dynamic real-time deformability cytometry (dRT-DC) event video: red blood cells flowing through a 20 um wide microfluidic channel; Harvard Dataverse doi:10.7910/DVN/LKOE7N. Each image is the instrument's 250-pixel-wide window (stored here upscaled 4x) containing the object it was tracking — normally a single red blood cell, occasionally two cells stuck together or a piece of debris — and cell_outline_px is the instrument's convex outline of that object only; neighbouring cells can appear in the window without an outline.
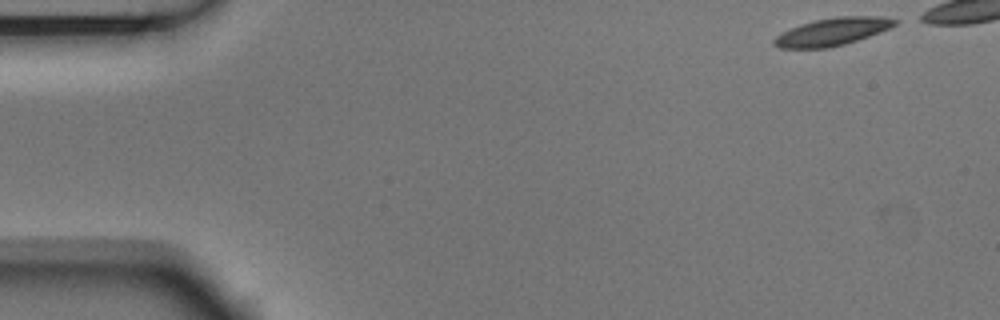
{"species": "Egyptian fruit bat (a non-hibernating species)", "species_latin": "Rousettus aegyptiacus", "temperature_condition": "room temperature", "stored_images_in_passage": 6, "camera_frame_rate_fps": 3000, "um_per_image_px": 0.085, "animal": {"sex": "male"}, "frame": {"image": 1, "passage_image": 1, "time_ms": 0.0, "image_size_px": [1000, 320], "cell_outline_px": [[900, 20], [896, 24], [880, 32], [844, 44], [828, 48], [780, 48], [772, 44], [772, 40], [776, 36], [800, 24], [816, 20], [836, 16], [880, 16]], "centroid_in_image_um": [70.75, 2.69], "position_along_channel_um": 14.3, "area_um2": 19.25}}
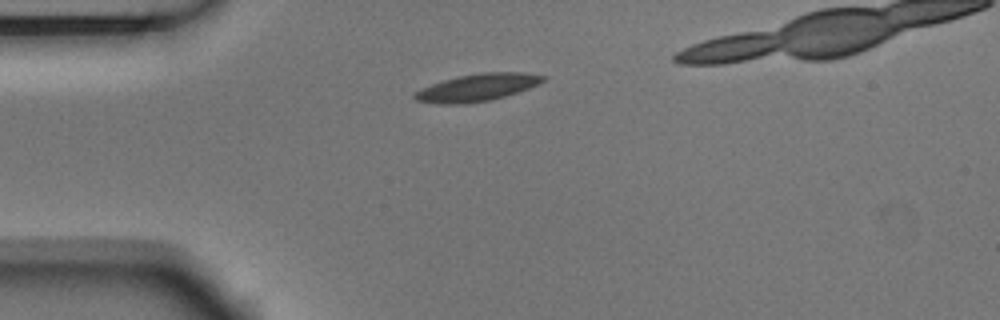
{"frame": {"image": 2, "passage_image": 4, "time_ms": 1.0, "image_size_px": [1000, 320], "cell_outline_px": [[548, 76], [540, 84], [492, 100], [464, 104], [436, 104], [416, 100], [412, 96], [420, 88], [456, 76], [480, 72], [524, 72]], "centroid_in_image_um": [40.57, 7.43], "position_along_channel_um": 44.4, "area_um2": 20.58}}